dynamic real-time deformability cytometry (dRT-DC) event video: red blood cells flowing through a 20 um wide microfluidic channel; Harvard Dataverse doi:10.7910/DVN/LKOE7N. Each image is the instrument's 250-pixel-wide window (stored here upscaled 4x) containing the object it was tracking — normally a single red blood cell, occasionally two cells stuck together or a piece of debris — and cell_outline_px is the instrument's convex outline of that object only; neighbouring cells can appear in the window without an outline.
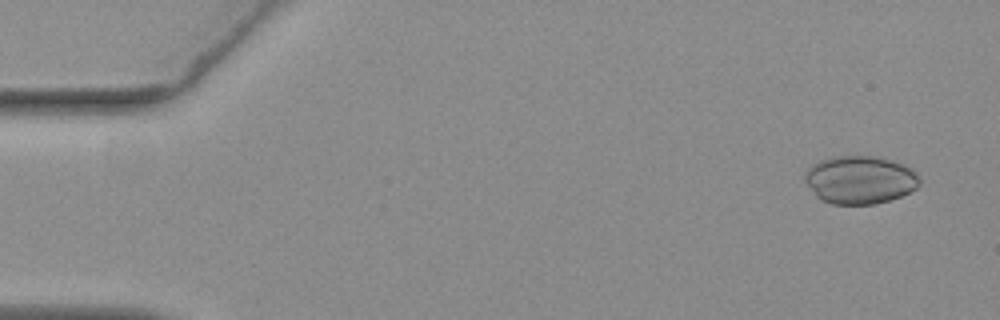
{"species": "common noctule bat (a hibernating species)", "species_latin": "Nyctalus noctula", "temperature_condition": "warm", "stored_images_in_passage": 53, "camera_frame_rate_fps": 3000, "um_per_image_px": 0.085, "animal": {"sex": "female", "body_mass_g": 19.3, "forearm_length_mm": 54.1}, "frame": {"image": 1, "passage_image": 1, "time_ms": 0.0, "image_size_px": [1000, 320], "cell_outline_px": [[920, 184], [916, 188], [900, 196], [876, 204], [832, 204], [820, 200], [816, 196], [804, 180], [804, 172], [812, 164], [820, 160], [832, 156], [876, 156], [892, 160], [904, 164], [912, 168], [916, 172], [920, 180]], "centroid_in_image_um": [73.08, 15.27], "position_along_channel_um": 11.9, "area_um2": 32.37}}
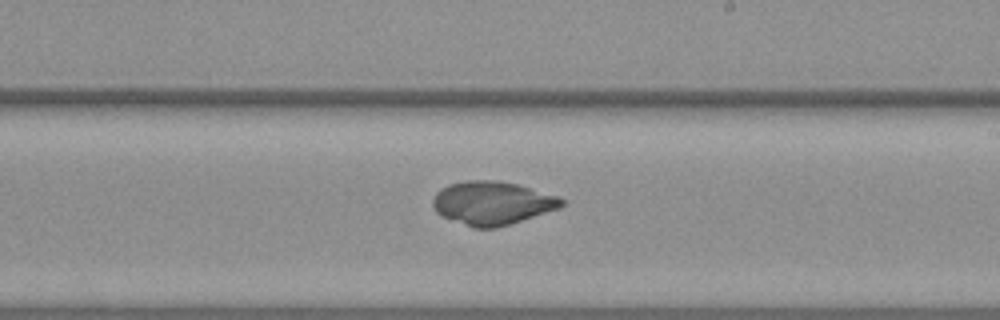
{"frame": {"image": 2, "passage_image": 30, "time_ms": 9.667, "image_size_px": [1000, 320], "cell_outline_px": [[564, 204], [560, 208], [496, 228], [472, 228], [440, 216], [436, 212], [432, 204], [432, 200], [436, 192], [440, 188], [448, 184], [464, 180], [496, 180], [520, 184], [560, 196], [564, 200]], "centroid_in_image_um": [41.82, 17.25], "position_along_channel_um": 247.2, "area_um2": 33.06}}
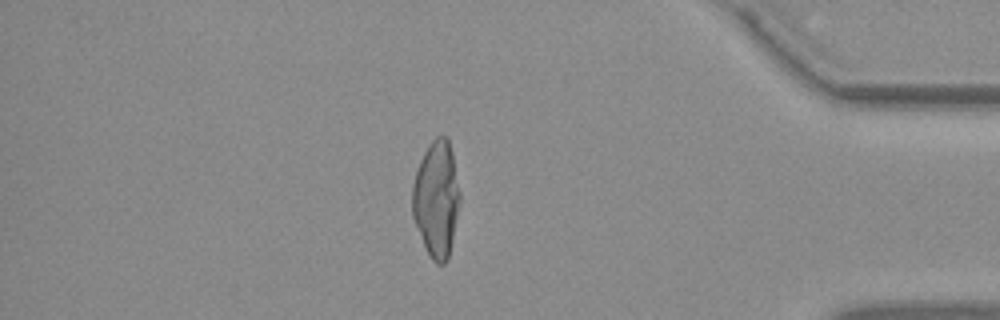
{"frame": {"image": 3, "passage_image": 45, "time_ms": 14.667, "image_size_px": [1000, 320], "cell_outline_px": [[460, 200], [448, 260], [444, 264], [436, 264], [428, 256], [412, 216], [412, 184], [420, 160], [428, 144], [436, 136], [448, 136], [452, 152], [460, 192]], "centroid_in_image_um": [37.08, 16.92], "position_along_channel_um": 398.1, "area_um2": 32.37}}